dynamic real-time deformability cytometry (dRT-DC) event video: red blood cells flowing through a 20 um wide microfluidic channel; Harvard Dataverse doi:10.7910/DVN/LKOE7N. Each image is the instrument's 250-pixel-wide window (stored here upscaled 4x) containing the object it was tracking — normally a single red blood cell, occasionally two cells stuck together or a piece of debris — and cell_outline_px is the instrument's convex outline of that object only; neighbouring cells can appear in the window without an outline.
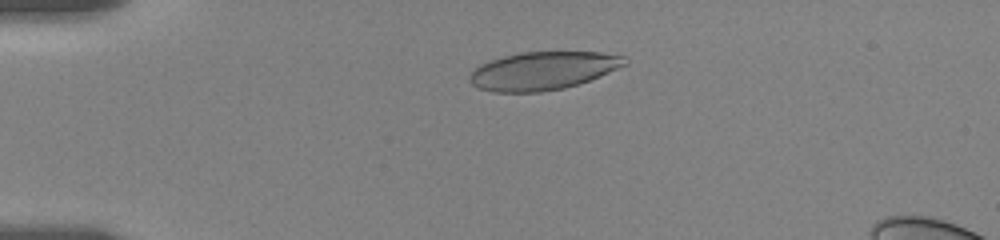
{"species": "human", "species_latin": "Homo sapiens", "temperature_condition": "room temperature", "stored_images_in_passage": 56, "camera_frame_rate_fps": 3000, "um_per_image_px": 0.085, "donor": {"sex": "female"}, "frame": {"image": 1, "passage_image": 12, "time_ms": 3.667, "image_size_px": [1000, 240], "cell_outline_px": [[628, 64], [600, 76], [564, 88], [540, 92], [492, 92], [476, 88], [468, 80], [468, 76], [480, 64], [504, 56], [520, 52], [600, 52], [628, 56]], "centroid_in_image_um": [46.16, 6.01], "position_along_channel_um": 38.8, "area_um2": 34.56}}
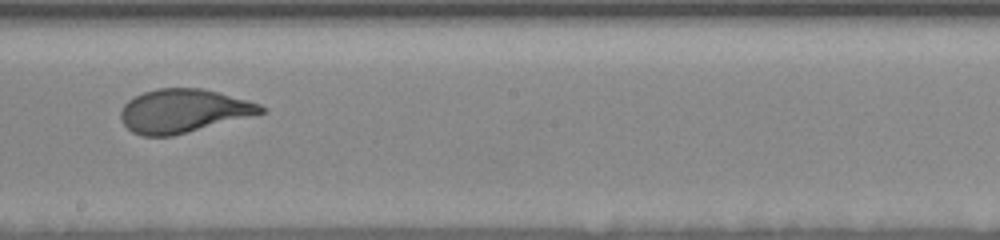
{"frame": {"image": 2, "passage_image": 32, "time_ms": 10.333, "image_size_px": [1000, 240], "cell_outline_px": [[268, 112], [172, 136], [140, 136], [132, 132], [124, 124], [120, 116], [120, 112], [124, 104], [128, 100], [144, 92], [156, 88], [204, 88], [248, 100], [260, 104], [268, 108]], "centroid_in_image_um": [15.62, 9.42], "position_along_channel_um": 232.6, "area_um2": 35.72}}
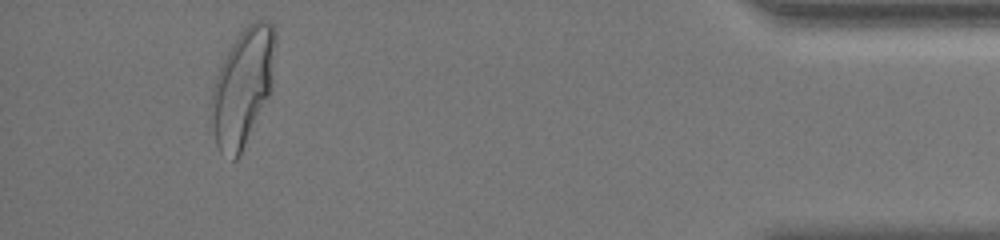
{"frame": {"image": 3, "passage_image": 52, "time_ms": 17.0, "image_size_px": [1000, 240], "cell_outline_px": [[276, 44], [272, 88], [240, 156], [236, 160], [232, 160], [220, 152], [208, 132], [208, 104], [216, 76], [220, 64], [232, 44], [240, 32], [248, 24], [256, 20], [268, 20], [276, 28]], "centroid_in_image_um": [20.58, 7.45], "position_along_channel_um": 414.6, "area_um2": 45.03}, "authors_computed_cell_mechanics": {"area_um2": 36.0672, "velocity_mm_per_s": 3.526, "shape_relaxation_time_tau1_ms": 4.0474, "shape_relaxation_time_tau2_ms": null, "deformation_change_tau1": 0.1925, "deformation_change_tau2": null}}